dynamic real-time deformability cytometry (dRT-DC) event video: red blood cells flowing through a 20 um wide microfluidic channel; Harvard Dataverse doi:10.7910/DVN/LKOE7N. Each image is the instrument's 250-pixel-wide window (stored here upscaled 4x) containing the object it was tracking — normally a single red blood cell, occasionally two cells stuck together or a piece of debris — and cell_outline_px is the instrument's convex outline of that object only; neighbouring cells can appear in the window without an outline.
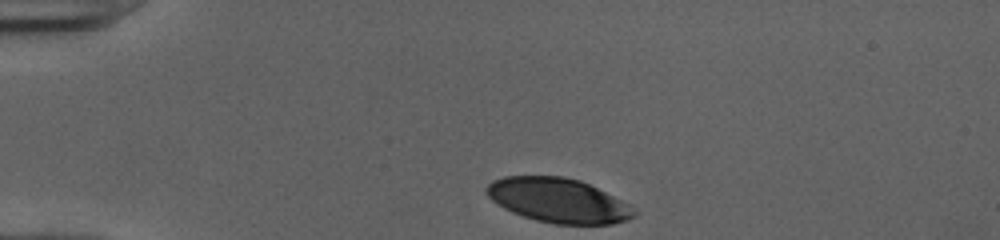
{"species": "human", "species_latin": "Homo sapiens", "temperature_condition": "cold", "stored_images_in_passage": 33, "camera_frame_rate_fps": 3000, "um_per_image_px": 0.085, "donor": {"sex": "female"}, "frame": {"image": 1, "passage_image": 1, "time_ms": 0.0, "image_size_px": [1000, 240], "cell_outline_px": [[636, 216], [628, 220], [612, 224], [552, 224], [536, 220], [512, 212], [496, 204], [484, 192], [484, 188], [492, 180], [504, 176], [564, 176], [580, 180], [628, 204], [636, 212]], "centroid_in_image_um": [47.4, 17.03], "position_along_channel_um": 37.6, "area_um2": 38.15}}
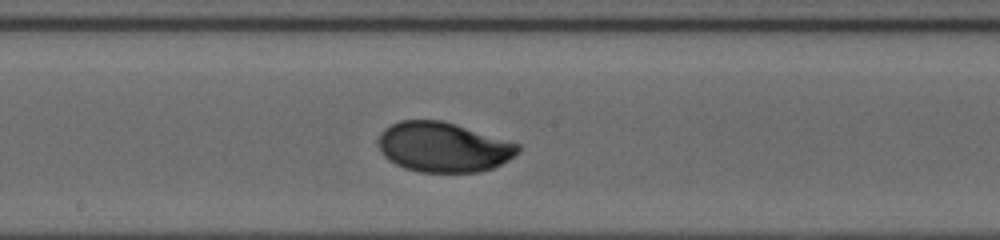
{"frame": {"image": 2, "passage_image": 18, "time_ms": 5.667, "image_size_px": [1000, 240], "cell_outline_px": [[520, 152], [508, 160], [492, 168], [480, 172], [420, 172], [404, 168], [388, 160], [380, 152], [380, 132], [384, 128], [400, 120], [440, 120], [456, 124], [520, 144]], "centroid_in_image_um": [37.69, 12.51], "position_along_channel_um": 210.5, "area_um2": 40.58}}
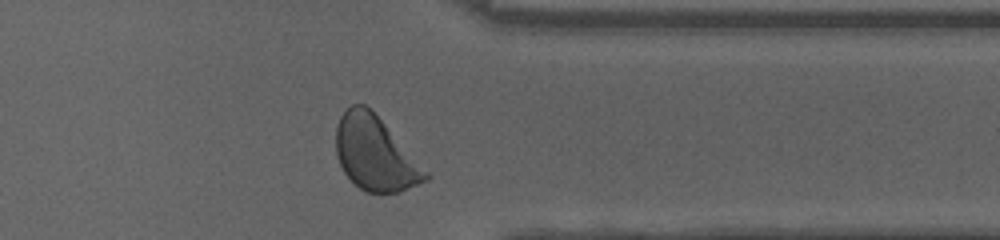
{"frame": {"image": 3, "passage_image": 31, "time_ms": 10.0, "image_size_px": [1000, 240], "cell_outline_px": [[432, 176], [428, 180], [400, 192], [364, 192], [344, 172], [340, 164], [336, 152], [336, 128], [340, 116], [352, 104], [364, 104], [384, 124]], "centroid_in_image_um": [31.88, 13.08], "position_along_channel_um": 379.5, "area_um2": 37.86}, "authors_computed_cell_mechanics": {"area_um2": 40.0554, "velocity_mm_per_s": 3.9582, "shape_relaxation_time_tau1_ms": 2.48, "shape_relaxation_time_tau2_ms": null, "deformation_change_tau1": 0.1525, "deformation_change_tau2": null}}